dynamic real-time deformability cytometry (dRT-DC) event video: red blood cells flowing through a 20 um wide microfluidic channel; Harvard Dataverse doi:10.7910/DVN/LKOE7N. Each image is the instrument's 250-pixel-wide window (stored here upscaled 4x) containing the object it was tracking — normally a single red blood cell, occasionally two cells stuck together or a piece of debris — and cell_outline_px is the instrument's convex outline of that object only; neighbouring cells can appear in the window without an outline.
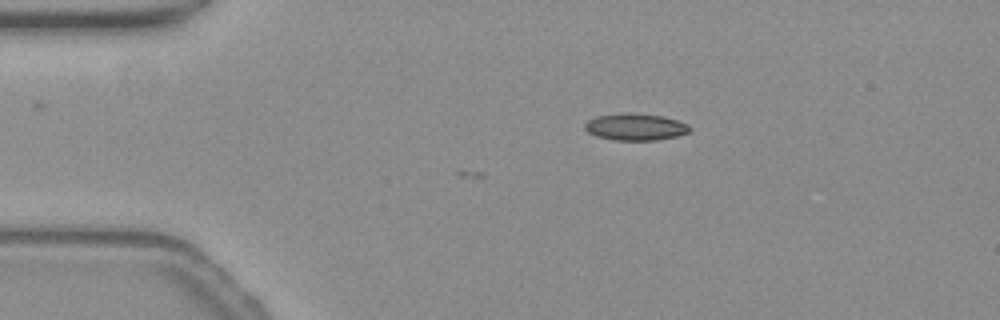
{"species": "common noctule bat (a hibernating species)", "species_latin": "Nyctalus noctula", "temperature_condition": "warm", "stored_images_in_passage": 6, "camera_frame_rate_fps": 3000, "um_per_image_px": 0.085, "animal": {"sex": "female", "body_mass_g": 19.3, "forearm_length_mm": 54.1}, "frame": {"image": 1, "passage_image": 6, "time_ms": 1.667, "image_size_px": [1000, 320], "cell_outline_px": [[692, 128], [688, 132], [676, 136], [656, 140], [616, 140], [596, 136], [588, 132], [584, 128], [584, 124], [588, 120], [596, 116], [664, 116], [688, 124]], "centroid_in_image_um": [54.03, 10.84], "position_along_channel_um": 31.0, "area_um2": 15.43}}